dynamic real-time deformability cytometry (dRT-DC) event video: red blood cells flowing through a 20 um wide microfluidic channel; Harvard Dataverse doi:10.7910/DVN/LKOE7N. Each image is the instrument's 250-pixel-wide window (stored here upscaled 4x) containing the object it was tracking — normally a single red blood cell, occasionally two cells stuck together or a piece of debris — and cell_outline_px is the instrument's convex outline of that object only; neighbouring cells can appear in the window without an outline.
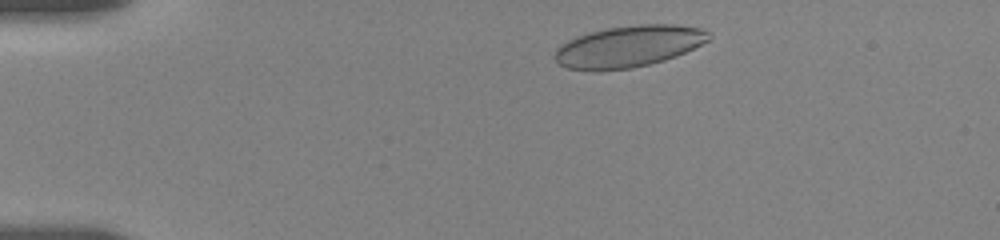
{"species": "human", "species_latin": "Homo sapiens", "temperature_condition": "room temperature", "stored_images_in_passage": 49, "camera_frame_rate_fps": 3000, "um_per_image_px": 0.085, "donor": {"sex": "female"}, "frame": {"image": 1, "passage_image": 4, "time_ms": 1.0, "image_size_px": [1000, 240], "cell_outline_px": [[712, 36], [708, 40], [676, 56], [664, 60], [632, 68], [568, 68], [560, 64], [552, 56], [556, 48], [560, 44], [576, 36], [588, 32], [608, 28], [636, 24], [672, 24], [704, 28]], "centroid_in_image_um": [53.45, 3.9], "position_along_channel_um": 31.6, "area_um2": 36.65}}
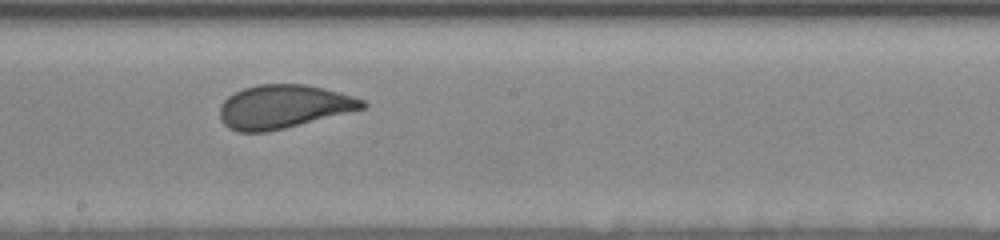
{"frame": {"image": 2, "passage_image": 25, "time_ms": 8.0, "image_size_px": [1000, 240], "cell_outline_px": [[368, 104], [364, 108], [268, 132], [236, 132], [228, 128], [220, 120], [220, 104], [228, 96], [244, 88], [256, 84], [304, 84], [324, 88], [340, 92], [364, 100]], "centroid_in_image_um": [24.05, 9.06], "position_along_channel_um": 224.1, "area_um2": 36.07}}
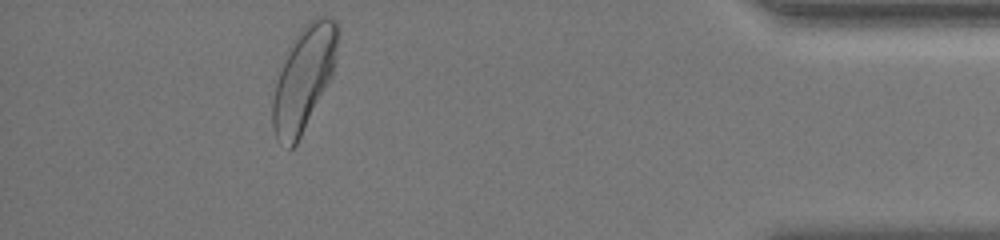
{"frame": {"image": 3, "passage_image": 44, "time_ms": 14.333, "image_size_px": [1000, 240], "cell_outline_px": [[340, 32], [332, 76], [296, 144], [292, 148], [288, 148], [280, 144], [276, 140], [272, 128], [272, 100], [276, 84], [288, 48], [292, 40], [300, 28], [308, 20], [316, 16], [328, 16], [336, 20], [340, 28]], "centroid_in_image_um": [25.83, 6.61], "position_along_channel_um": 409.4, "area_um2": 39.48}, "authors_computed_cell_mechanics": {"area_um2": 37.1076, "velocity_mm_per_s": 3.6306, "shape_relaxation_time_tau1_ms": 4.9529, "shape_relaxation_time_tau2_ms": null, "deformation_change_tau1": 0.1392, "deformation_change_tau2": null}}